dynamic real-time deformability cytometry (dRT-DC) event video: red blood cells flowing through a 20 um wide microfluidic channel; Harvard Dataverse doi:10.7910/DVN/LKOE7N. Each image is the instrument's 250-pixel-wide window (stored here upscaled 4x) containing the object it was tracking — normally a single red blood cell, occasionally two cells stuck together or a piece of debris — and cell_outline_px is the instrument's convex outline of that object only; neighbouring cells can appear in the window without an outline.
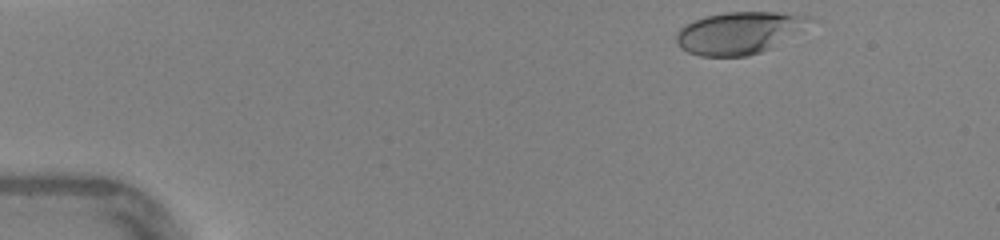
{"species": "human", "species_latin": "Homo sapiens", "temperature_condition": "warm", "stored_images_in_passage": 33, "camera_frame_rate_fps": 3000, "um_per_image_px": 0.085, "donor": {"sex": "female"}, "frame": {"image": 1, "passage_image": 1, "time_ms": 0.0, "image_size_px": [1000, 240], "cell_outline_px": [[812, 20], [768, 48], [760, 52], [748, 56], [700, 56], [688, 52], [680, 48], [676, 40], [676, 32], [680, 28], [692, 20], [704, 16], [724, 12], [776, 12], [812, 16]], "centroid_in_image_um": [62.68, 2.78], "position_along_channel_um": 22.3, "area_um2": 31.96}}
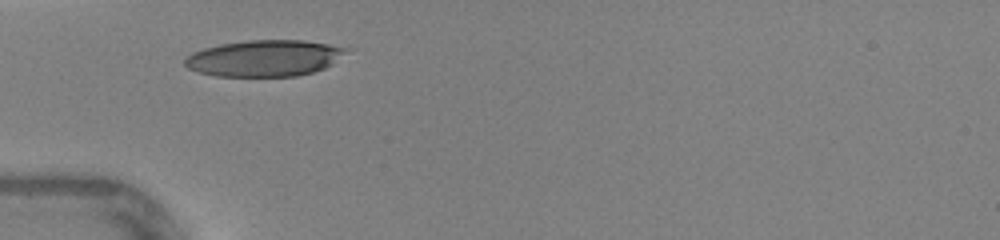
{"frame": {"image": 2, "passage_image": 10, "time_ms": 3.0, "image_size_px": [1000, 240], "cell_outline_px": [[352, 48], [332, 64], [324, 68], [312, 72], [296, 76], [216, 76], [200, 72], [188, 68], [184, 64], [184, 60], [192, 52], [204, 48], [220, 44], [248, 40], [304, 40]], "centroid_in_image_um": [22.49, 4.94], "position_along_channel_um": 62.5, "area_um2": 34.16}}
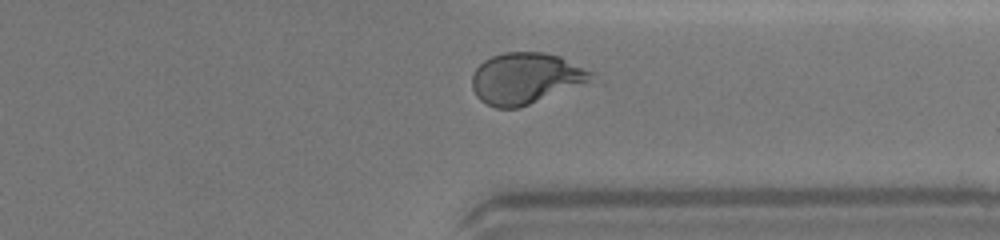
{"frame": {"image": 3, "passage_image": 31, "time_ms": 10.0, "image_size_px": [1000, 240], "cell_outline_px": [[596, 80], [520, 108], [496, 108], [480, 100], [476, 96], [472, 88], [472, 76], [476, 68], [484, 60], [492, 56], [504, 52], [544, 52], [560, 56], [592, 72]], "centroid_in_image_um": [44.69, 6.67], "position_along_channel_um": 366.7, "area_um2": 35.78}, "authors_computed_cell_mechanics": {"area_um2": 35.2002, "velocity_mm_per_s": 4.3906, "shape_relaxation_time_tau1_ms": 5.3002, "shape_relaxation_time_tau2_ms": null, "deformation_change_tau1": 0.2362, "deformation_change_tau2": null}}